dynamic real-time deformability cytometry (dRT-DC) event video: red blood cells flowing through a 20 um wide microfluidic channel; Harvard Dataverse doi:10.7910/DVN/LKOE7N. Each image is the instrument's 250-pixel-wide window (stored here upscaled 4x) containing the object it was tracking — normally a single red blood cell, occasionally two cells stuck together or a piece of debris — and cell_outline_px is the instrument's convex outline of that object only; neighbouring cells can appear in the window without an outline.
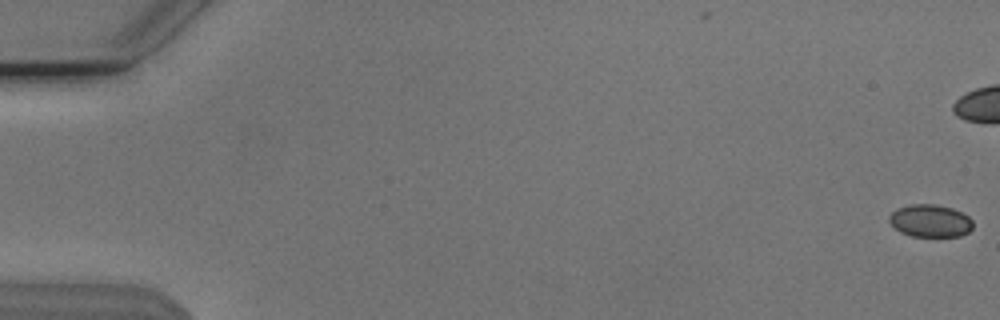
{"species": "Egyptian fruit bat (a non-hibernating species)", "species_latin": "Rousettus aegyptiacus", "temperature_condition": "cold", "stored_images_in_passage": 3, "camera_frame_rate_fps": 3000, "um_per_image_px": 0.085, "animal": {"sex": "male"}, "frame": {"image": 1, "passage_image": 1, "time_ms": 0.0, "image_size_px": [1000, 320], "cell_outline_px": [[972, 228], [968, 232], [960, 236], [912, 236], [900, 232], [888, 220], [888, 216], [896, 208], [908, 204], [936, 204], [952, 208], [968, 216], [972, 220]], "centroid_in_image_um": [79.05, 18.75], "position_along_channel_um": 6.0, "area_um2": 15.9}}